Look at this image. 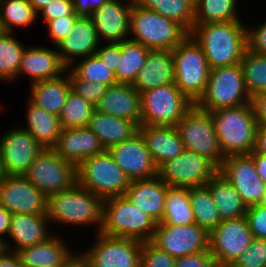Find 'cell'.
I'll list each match as a JSON object with an SVG mask.
<instances>
[{
	"label": "cell",
	"mask_w": 266,
	"mask_h": 267,
	"mask_svg": "<svg viewBox=\"0 0 266 267\" xmlns=\"http://www.w3.org/2000/svg\"><path fill=\"white\" fill-rule=\"evenodd\" d=\"M241 21L194 24L190 35L200 45L210 69L240 64L247 49Z\"/></svg>",
	"instance_id": "cell-1"
},
{
	"label": "cell",
	"mask_w": 266,
	"mask_h": 267,
	"mask_svg": "<svg viewBox=\"0 0 266 267\" xmlns=\"http://www.w3.org/2000/svg\"><path fill=\"white\" fill-rule=\"evenodd\" d=\"M104 199L76 183L72 188L47 197V217L57 225H97L100 232L103 223Z\"/></svg>",
	"instance_id": "cell-2"
},
{
	"label": "cell",
	"mask_w": 266,
	"mask_h": 267,
	"mask_svg": "<svg viewBox=\"0 0 266 267\" xmlns=\"http://www.w3.org/2000/svg\"><path fill=\"white\" fill-rule=\"evenodd\" d=\"M210 113L224 157L249 155L254 151L258 124L250 103Z\"/></svg>",
	"instance_id": "cell-3"
},
{
	"label": "cell",
	"mask_w": 266,
	"mask_h": 267,
	"mask_svg": "<svg viewBox=\"0 0 266 267\" xmlns=\"http://www.w3.org/2000/svg\"><path fill=\"white\" fill-rule=\"evenodd\" d=\"M156 224L125 195L104 199L101 234L148 242L154 236Z\"/></svg>",
	"instance_id": "cell-4"
},
{
	"label": "cell",
	"mask_w": 266,
	"mask_h": 267,
	"mask_svg": "<svg viewBox=\"0 0 266 267\" xmlns=\"http://www.w3.org/2000/svg\"><path fill=\"white\" fill-rule=\"evenodd\" d=\"M129 37L150 50H173L190 33L177 22L133 3Z\"/></svg>",
	"instance_id": "cell-5"
},
{
	"label": "cell",
	"mask_w": 266,
	"mask_h": 267,
	"mask_svg": "<svg viewBox=\"0 0 266 267\" xmlns=\"http://www.w3.org/2000/svg\"><path fill=\"white\" fill-rule=\"evenodd\" d=\"M175 69L174 84L193 103L204 95L210 67L200 45L189 34L172 50Z\"/></svg>",
	"instance_id": "cell-6"
},
{
	"label": "cell",
	"mask_w": 266,
	"mask_h": 267,
	"mask_svg": "<svg viewBox=\"0 0 266 267\" xmlns=\"http://www.w3.org/2000/svg\"><path fill=\"white\" fill-rule=\"evenodd\" d=\"M130 182L107 150L77 166V183L103 199L125 195Z\"/></svg>",
	"instance_id": "cell-7"
},
{
	"label": "cell",
	"mask_w": 266,
	"mask_h": 267,
	"mask_svg": "<svg viewBox=\"0 0 266 267\" xmlns=\"http://www.w3.org/2000/svg\"><path fill=\"white\" fill-rule=\"evenodd\" d=\"M240 64L210 69L204 95L196 105L212 112L220 108L237 107L250 103Z\"/></svg>",
	"instance_id": "cell-8"
},
{
	"label": "cell",
	"mask_w": 266,
	"mask_h": 267,
	"mask_svg": "<svg viewBox=\"0 0 266 267\" xmlns=\"http://www.w3.org/2000/svg\"><path fill=\"white\" fill-rule=\"evenodd\" d=\"M141 125L176 126L194 105L174 84L140 93Z\"/></svg>",
	"instance_id": "cell-9"
},
{
	"label": "cell",
	"mask_w": 266,
	"mask_h": 267,
	"mask_svg": "<svg viewBox=\"0 0 266 267\" xmlns=\"http://www.w3.org/2000/svg\"><path fill=\"white\" fill-rule=\"evenodd\" d=\"M176 128L186 150L207 157L218 168L222 165L225 157L209 111L202 110L194 104L177 123Z\"/></svg>",
	"instance_id": "cell-10"
},
{
	"label": "cell",
	"mask_w": 266,
	"mask_h": 267,
	"mask_svg": "<svg viewBox=\"0 0 266 267\" xmlns=\"http://www.w3.org/2000/svg\"><path fill=\"white\" fill-rule=\"evenodd\" d=\"M24 176L48 197L77 183V166L52 148H45L35 157Z\"/></svg>",
	"instance_id": "cell-11"
},
{
	"label": "cell",
	"mask_w": 266,
	"mask_h": 267,
	"mask_svg": "<svg viewBox=\"0 0 266 267\" xmlns=\"http://www.w3.org/2000/svg\"><path fill=\"white\" fill-rule=\"evenodd\" d=\"M218 170L207 157L185 149L160 165L157 176L169 187L193 188L205 186Z\"/></svg>",
	"instance_id": "cell-12"
},
{
	"label": "cell",
	"mask_w": 266,
	"mask_h": 267,
	"mask_svg": "<svg viewBox=\"0 0 266 267\" xmlns=\"http://www.w3.org/2000/svg\"><path fill=\"white\" fill-rule=\"evenodd\" d=\"M92 246L79 253L87 267H141L143 242L96 233Z\"/></svg>",
	"instance_id": "cell-13"
},
{
	"label": "cell",
	"mask_w": 266,
	"mask_h": 267,
	"mask_svg": "<svg viewBox=\"0 0 266 267\" xmlns=\"http://www.w3.org/2000/svg\"><path fill=\"white\" fill-rule=\"evenodd\" d=\"M151 242L176 258L209 251V233L197 225L156 224Z\"/></svg>",
	"instance_id": "cell-14"
},
{
	"label": "cell",
	"mask_w": 266,
	"mask_h": 267,
	"mask_svg": "<svg viewBox=\"0 0 266 267\" xmlns=\"http://www.w3.org/2000/svg\"><path fill=\"white\" fill-rule=\"evenodd\" d=\"M252 232L245 216L222 220L209 233V252L222 265H232L250 246Z\"/></svg>",
	"instance_id": "cell-15"
},
{
	"label": "cell",
	"mask_w": 266,
	"mask_h": 267,
	"mask_svg": "<svg viewBox=\"0 0 266 267\" xmlns=\"http://www.w3.org/2000/svg\"><path fill=\"white\" fill-rule=\"evenodd\" d=\"M0 205L11 214H47V196L24 175H5L2 178Z\"/></svg>",
	"instance_id": "cell-16"
},
{
	"label": "cell",
	"mask_w": 266,
	"mask_h": 267,
	"mask_svg": "<svg viewBox=\"0 0 266 267\" xmlns=\"http://www.w3.org/2000/svg\"><path fill=\"white\" fill-rule=\"evenodd\" d=\"M218 171L230 181L247 207L263 203L266 183L249 155L225 157Z\"/></svg>",
	"instance_id": "cell-17"
},
{
	"label": "cell",
	"mask_w": 266,
	"mask_h": 267,
	"mask_svg": "<svg viewBox=\"0 0 266 267\" xmlns=\"http://www.w3.org/2000/svg\"><path fill=\"white\" fill-rule=\"evenodd\" d=\"M43 149L27 130L14 126L0 138L4 174L24 175Z\"/></svg>",
	"instance_id": "cell-18"
},
{
	"label": "cell",
	"mask_w": 266,
	"mask_h": 267,
	"mask_svg": "<svg viewBox=\"0 0 266 267\" xmlns=\"http://www.w3.org/2000/svg\"><path fill=\"white\" fill-rule=\"evenodd\" d=\"M107 151L131 181L153 178L158 174V167L140 131L131 138L111 146Z\"/></svg>",
	"instance_id": "cell-19"
},
{
	"label": "cell",
	"mask_w": 266,
	"mask_h": 267,
	"mask_svg": "<svg viewBox=\"0 0 266 267\" xmlns=\"http://www.w3.org/2000/svg\"><path fill=\"white\" fill-rule=\"evenodd\" d=\"M132 5L133 0H108L92 13L99 42L119 43L129 38Z\"/></svg>",
	"instance_id": "cell-20"
},
{
	"label": "cell",
	"mask_w": 266,
	"mask_h": 267,
	"mask_svg": "<svg viewBox=\"0 0 266 267\" xmlns=\"http://www.w3.org/2000/svg\"><path fill=\"white\" fill-rule=\"evenodd\" d=\"M101 44L91 17L79 16L69 34L55 47L62 63L68 68L76 62L75 59L78 58V61L96 54Z\"/></svg>",
	"instance_id": "cell-21"
},
{
	"label": "cell",
	"mask_w": 266,
	"mask_h": 267,
	"mask_svg": "<svg viewBox=\"0 0 266 267\" xmlns=\"http://www.w3.org/2000/svg\"><path fill=\"white\" fill-rule=\"evenodd\" d=\"M52 149L63 159L76 166L86 158L105 151L99 138L88 126L62 129Z\"/></svg>",
	"instance_id": "cell-22"
},
{
	"label": "cell",
	"mask_w": 266,
	"mask_h": 267,
	"mask_svg": "<svg viewBox=\"0 0 266 267\" xmlns=\"http://www.w3.org/2000/svg\"><path fill=\"white\" fill-rule=\"evenodd\" d=\"M67 67L62 63L57 49L42 46H29L22 55L20 69L15 80L27 75L30 83L54 79L63 75Z\"/></svg>",
	"instance_id": "cell-23"
},
{
	"label": "cell",
	"mask_w": 266,
	"mask_h": 267,
	"mask_svg": "<svg viewBox=\"0 0 266 267\" xmlns=\"http://www.w3.org/2000/svg\"><path fill=\"white\" fill-rule=\"evenodd\" d=\"M95 108L100 113L133 121L141 126L140 93L132 84L109 86Z\"/></svg>",
	"instance_id": "cell-24"
},
{
	"label": "cell",
	"mask_w": 266,
	"mask_h": 267,
	"mask_svg": "<svg viewBox=\"0 0 266 267\" xmlns=\"http://www.w3.org/2000/svg\"><path fill=\"white\" fill-rule=\"evenodd\" d=\"M61 236L52 235L46 241L22 248L18 254L22 267H62L72 260L78 252L71 251ZM70 248V249H69Z\"/></svg>",
	"instance_id": "cell-25"
},
{
	"label": "cell",
	"mask_w": 266,
	"mask_h": 267,
	"mask_svg": "<svg viewBox=\"0 0 266 267\" xmlns=\"http://www.w3.org/2000/svg\"><path fill=\"white\" fill-rule=\"evenodd\" d=\"M49 231L51 232L50 220L47 214H12L8 237L12 239L13 244L7 241V250L17 252L22 248L46 241L53 235Z\"/></svg>",
	"instance_id": "cell-26"
},
{
	"label": "cell",
	"mask_w": 266,
	"mask_h": 267,
	"mask_svg": "<svg viewBox=\"0 0 266 267\" xmlns=\"http://www.w3.org/2000/svg\"><path fill=\"white\" fill-rule=\"evenodd\" d=\"M169 186L158 176L130 182L125 196L140 210L160 223Z\"/></svg>",
	"instance_id": "cell-27"
},
{
	"label": "cell",
	"mask_w": 266,
	"mask_h": 267,
	"mask_svg": "<svg viewBox=\"0 0 266 267\" xmlns=\"http://www.w3.org/2000/svg\"><path fill=\"white\" fill-rule=\"evenodd\" d=\"M139 131L157 167L177 157L185 150L176 126L141 125Z\"/></svg>",
	"instance_id": "cell-28"
},
{
	"label": "cell",
	"mask_w": 266,
	"mask_h": 267,
	"mask_svg": "<svg viewBox=\"0 0 266 267\" xmlns=\"http://www.w3.org/2000/svg\"><path fill=\"white\" fill-rule=\"evenodd\" d=\"M175 81L172 50H150L143 68L132 84L139 93Z\"/></svg>",
	"instance_id": "cell-29"
},
{
	"label": "cell",
	"mask_w": 266,
	"mask_h": 267,
	"mask_svg": "<svg viewBox=\"0 0 266 267\" xmlns=\"http://www.w3.org/2000/svg\"><path fill=\"white\" fill-rule=\"evenodd\" d=\"M29 99L46 112L59 116L72 90L68 68L60 77L30 84Z\"/></svg>",
	"instance_id": "cell-30"
},
{
	"label": "cell",
	"mask_w": 266,
	"mask_h": 267,
	"mask_svg": "<svg viewBox=\"0 0 266 267\" xmlns=\"http://www.w3.org/2000/svg\"><path fill=\"white\" fill-rule=\"evenodd\" d=\"M89 129L99 138L105 150L131 138L139 126L126 119L106 115L95 110L88 124Z\"/></svg>",
	"instance_id": "cell-31"
},
{
	"label": "cell",
	"mask_w": 266,
	"mask_h": 267,
	"mask_svg": "<svg viewBox=\"0 0 266 267\" xmlns=\"http://www.w3.org/2000/svg\"><path fill=\"white\" fill-rule=\"evenodd\" d=\"M27 104V126L21 128L27 130L44 149L53 148L62 130L59 117L46 112L30 99Z\"/></svg>",
	"instance_id": "cell-32"
},
{
	"label": "cell",
	"mask_w": 266,
	"mask_h": 267,
	"mask_svg": "<svg viewBox=\"0 0 266 267\" xmlns=\"http://www.w3.org/2000/svg\"><path fill=\"white\" fill-rule=\"evenodd\" d=\"M221 220L245 216L247 206L230 183L219 171L207 182Z\"/></svg>",
	"instance_id": "cell-33"
},
{
	"label": "cell",
	"mask_w": 266,
	"mask_h": 267,
	"mask_svg": "<svg viewBox=\"0 0 266 267\" xmlns=\"http://www.w3.org/2000/svg\"><path fill=\"white\" fill-rule=\"evenodd\" d=\"M119 44L121 57L115 73L117 83L133 84L146 62L150 49L131 38L123 40Z\"/></svg>",
	"instance_id": "cell-34"
},
{
	"label": "cell",
	"mask_w": 266,
	"mask_h": 267,
	"mask_svg": "<svg viewBox=\"0 0 266 267\" xmlns=\"http://www.w3.org/2000/svg\"><path fill=\"white\" fill-rule=\"evenodd\" d=\"M194 223L190 188L169 187L165 197L162 220L157 224L190 225Z\"/></svg>",
	"instance_id": "cell-35"
},
{
	"label": "cell",
	"mask_w": 266,
	"mask_h": 267,
	"mask_svg": "<svg viewBox=\"0 0 266 267\" xmlns=\"http://www.w3.org/2000/svg\"><path fill=\"white\" fill-rule=\"evenodd\" d=\"M237 0H195L194 24L241 21Z\"/></svg>",
	"instance_id": "cell-36"
},
{
	"label": "cell",
	"mask_w": 266,
	"mask_h": 267,
	"mask_svg": "<svg viewBox=\"0 0 266 267\" xmlns=\"http://www.w3.org/2000/svg\"><path fill=\"white\" fill-rule=\"evenodd\" d=\"M190 201L195 223L210 233L222 220L209 188H190Z\"/></svg>",
	"instance_id": "cell-37"
},
{
	"label": "cell",
	"mask_w": 266,
	"mask_h": 267,
	"mask_svg": "<svg viewBox=\"0 0 266 267\" xmlns=\"http://www.w3.org/2000/svg\"><path fill=\"white\" fill-rule=\"evenodd\" d=\"M14 32L0 35V81L11 82L18 76L22 55L26 46L14 36Z\"/></svg>",
	"instance_id": "cell-38"
},
{
	"label": "cell",
	"mask_w": 266,
	"mask_h": 267,
	"mask_svg": "<svg viewBox=\"0 0 266 267\" xmlns=\"http://www.w3.org/2000/svg\"><path fill=\"white\" fill-rule=\"evenodd\" d=\"M38 13L28 0H0V22L5 32L34 23Z\"/></svg>",
	"instance_id": "cell-39"
},
{
	"label": "cell",
	"mask_w": 266,
	"mask_h": 267,
	"mask_svg": "<svg viewBox=\"0 0 266 267\" xmlns=\"http://www.w3.org/2000/svg\"><path fill=\"white\" fill-rule=\"evenodd\" d=\"M249 96L266 92V55L246 49L240 62Z\"/></svg>",
	"instance_id": "cell-40"
},
{
	"label": "cell",
	"mask_w": 266,
	"mask_h": 267,
	"mask_svg": "<svg viewBox=\"0 0 266 267\" xmlns=\"http://www.w3.org/2000/svg\"><path fill=\"white\" fill-rule=\"evenodd\" d=\"M96 110L95 106L82 99L74 91H70L59 120L62 129L88 126L89 121Z\"/></svg>",
	"instance_id": "cell-41"
},
{
	"label": "cell",
	"mask_w": 266,
	"mask_h": 267,
	"mask_svg": "<svg viewBox=\"0 0 266 267\" xmlns=\"http://www.w3.org/2000/svg\"><path fill=\"white\" fill-rule=\"evenodd\" d=\"M75 64L68 68L81 80L96 81L108 87L117 84L115 73L102 62L97 54L83 58Z\"/></svg>",
	"instance_id": "cell-42"
},
{
	"label": "cell",
	"mask_w": 266,
	"mask_h": 267,
	"mask_svg": "<svg viewBox=\"0 0 266 267\" xmlns=\"http://www.w3.org/2000/svg\"><path fill=\"white\" fill-rule=\"evenodd\" d=\"M154 11L177 22L189 33L194 28L195 0H163Z\"/></svg>",
	"instance_id": "cell-43"
},
{
	"label": "cell",
	"mask_w": 266,
	"mask_h": 267,
	"mask_svg": "<svg viewBox=\"0 0 266 267\" xmlns=\"http://www.w3.org/2000/svg\"><path fill=\"white\" fill-rule=\"evenodd\" d=\"M68 76L71 82L72 91L79 95L85 101L96 106L101 97L106 92L108 86L99 82H90L79 79L69 68Z\"/></svg>",
	"instance_id": "cell-44"
},
{
	"label": "cell",
	"mask_w": 266,
	"mask_h": 267,
	"mask_svg": "<svg viewBox=\"0 0 266 267\" xmlns=\"http://www.w3.org/2000/svg\"><path fill=\"white\" fill-rule=\"evenodd\" d=\"M231 267H266V240L253 238Z\"/></svg>",
	"instance_id": "cell-45"
},
{
	"label": "cell",
	"mask_w": 266,
	"mask_h": 267,
	"mask_svg": "<svg viewBox=\"0 0 266 267\" xmlns=\"http://www.w3.org/2000/svg\"><path fill=\"white\" fill-rule=\"evenodd\" d=\"M175 258L160 250L151 241L143 242L141 267H175Z\"/></svg>",
	"instance_id": "cell-46"
},
{
	"label": "cell",
	"mask_w": 266,
	"mask_h": 267,
	"mask_svg": "<svg viewBox=\"0 0 266 267\" xmlns=\"http://www.w3.org/2000/svg\"><path fill=\"white\" fill-rule=\"evenodd\" d=\"M245 217L253 238L266 240V204L248 206Z\"/></svg>",
	"instance_id": "cell-47"
},
{
	"label": "cell",
	"mask_w": 266,
	"mask_h": 267,
	"mask_svg": "<svg viewBox=\"0 0 266 267\" xmlns=\"http://www.w3.org/2000/svg\"><path fill=\"white\" fill-rule=\"evenodd\" d=\"M78 17V15L61 16L46 23L54 46L69 34Z\"/></svg>",
	"instance_id": "cell-48"
},
{
	"label": "cell",
	"mask_w": 266,
	"mask_h": 267,
	"mask_svg": "<svg viewBox=\"0 0 266 267\" xmlns=\"http://www.w3.org/2000/svg\"><path fill=\"white\" fill-rule=\"evenodd\" d=\"M38 14L45 23L61 16L77 15L72 0H52Z\"/></svg>",
	"instance_id": "cell-49"
},
{
	"label": "cell",
	"mask_w": 266,
	"mask_h": 267,
	"mask_svg": "<svg viewBox=\"0 0 266 267\" xmlns=\"http://www.w3.org/2000/svg\"><path fill=\"white\" fill-rule=\"evenodd\" d=\"M247 50L266 55V21L256 27H246Z\"/></svg>",
	"instance_id": "cell-50"
},
{
	"label": "cell",
	"mask_w": 266,
	"mask_h": 267,
	"mask_svg": "<svg viewBox=\"0 0 266 267\" xmlns=\"http://www.w3.org/2000/svg\"><path fill=\"white\" fill-rule=\"evenodd\" d=\"M96 54L112 72L116 73L121 57V46L119 43H107L106 45L103 43L102 46L99 45Z\"/></svg>",
	"instance_id": "cell-51"
},
{
	"label": "cell",
	"mask_w": 266,
	"mask_h": 267,
	"mask_svg": "<svg viewBox=\"0 0 266 267\" xmlns=\"http://www.w3.org/2000/svg\"><path fill=\"white\" fill-rule=\"evenodd\" d=\"M250 104L258 127H266V92L252 96L250 98Z\"/></svg>",
	"instance_id": "cell-52"
},
{
	"label": "cell",
	"mask_w": 266,
	"mask_h": 267,
	"mask_svg": "<svg viewBox=\"0 0 266 267\" xmlns=\"http://www.w3.org/2000/svg\"><path fill=\"white\" fill-rule=\"evenodd\" d=\"M78 16L90 17L92 13L108 0H72Z\"/></svg>",
	"instance_id": "cell-53"
},
{
	"label": "cell",
	"mask_w": 266,
	"mask_h": 267,
	"mask_svg": "<svg viewBox=\"0 0 266 267\" xmlns=\"http://www.w3.org/2000/svg\"><path fill=\"white\" fill-rule=\"evenodd\" d=\"M210 256L209 251L186 255L176 258L175 267H200L201 264Z\"/></svg>",
	"instance_id": "cell-54"
},
{
	"label": "cell",
	"mask_w": 266,
	"mask_h": 267,
	"mask_svg": "<svg viewBox=\"0 0 266 267\" xmlns=\"http://www.w3.org/2000/svg\"><path fill=\"white\" fill-rule=\"evenodd\" d=\"M11 213L7 211L2 205H0V238L4 239L6 242L9 241L6 238H3L5 234L9 235L10 229V219Z\"/></svg>",
	"instance_id": "cell-55"
},
{
	"label": "cell",
	"mask_w": 266,
	"mask_h": 267,
	"mask_svg": "<svg viewBox=\"0 0 266 267\" xmlns=\"http://www.w3.org/2000/svg\"><path fill=\"white\" fill-rule=\"evenodd\" d=\"M249 156L254 161L258 175L266 183V156L254 151Z\"/></svg>",
	"instance_id": "cell-56"
},
{
	"label": "cell",
	"mask_w": 266,
	"mask_h": 267,
	"mask_svg": "<svg viewBox=\"0 0 266 267\" xmlns=\"http://www.w3.org/2000/svg\"><path fill=\"white\" fill-rule=\"evenodd\" d=\"M0 267H22L18 254L7 250L0 256Z\"/></svg>",
	"instance_id": "cell-57"
},
{
	"label": "cell",
	"mask_w": 266,
	"mask_h": 267,
	"mask_svg": "<svg viewBox=\"0 0 266 267\" xmlns=\"http://www.w3.org/2000/svg\"><path fill=\"white\" fill-rule=\"evenodd\" d=\"M254 152L266 156V127H258Z\"/></svg>",
	"instance_id": "cell-58"
},
{
	"label": "cell",
	"mask_w": 266,
	"mask_h": 267,
	"mask_svg": "<svg viewBox=\"0 0 266 267\" xmlns=\"http://www.w3.org/2000/svg\"><path fill=\"white\" fill-rule=\"evenodd\" d=\"M163 0H133V3L140 8L154 11L157 6H160Z\"/></svg>",
	"instance_id": "cell-59"
},
{
	"label": "cell",
	"mask_w": 266,
	"mask_h": 267,
	"mask_svg": "<svg viewBox=\"0 0 266 267\" xmlns=\"http://www.w3.org/2000/svg\"><path fill=\"white\" fill-rule=\"evenodd\" d=\"M62 267H87V264L84 258L80 254H77L72 260Z\"/></svg>",
	"instance_id": "cell-60"
},
{
	"label": "cell",
	"mask_w": 266,
	"mask_h": 267,
	"mask_svg": "<svg viewBox=\"0 0 266 267\" xmlns=\"http://www.w3.org/2000/svg\"><path fill=\"white\" fill-rule=\"evenodd\" d=\"M222 263L215 257L209 256L200 267H220Z\"/></svg>",
	"instance_id": "cell-61"
},
{
	"label": "cell",
	"mask_w": 266,
	"mask_h": 267,
	"mask_svg": "<svg viewBox=\"0 0 266 267\" xmlns=\"http://www.w3.org/2000/svg\"><path fill=\"white\" fill-rule=\"evenodd\" d=\"M50 1L52 0H28L37 13Z\"/></svg>",
	"instance_id": "cell-62"
},
{
	"label": "cell",
	"mask_w": 266,
	"mask_h": 267,
	"mask_svg": "<svg viewBox=\"0 0 266 267\" xmlns=\"http://www.w3.org/2000/svg\"><path fill=\"white\" fill-rule=\"evenodd\" d=\"M7 251L6 241L0 238V256Z\"/></svg>",
	"instance_id": "cell-63"
},
{
	"label": "cell",
	"mask_w": 266,
	"mask_h": 267,
	"mask_svg": "<svg viewBox=\"0 0 266 267\" xmlns=\"http://www.w3.org/2000/svg\"><path fill=\"white\" fill-rule=\"evenodd\" d=\"M5 176L3 168H2V163H1V154H0V182L2 181V178Z\"/></svg>",
	"instance_id": "cell-64"
},
{
	"label": "cell",
	"mask_w": 266,
	"mask_h": 267,
	"mask_svg": "<svg viewBox=\"0 0 266 267\" xmlns=\"http://www.w3.org/2000/svg\"><path fill=\"white\" fill-rule=\"evenodd\" d=\"M5 31H4V29H3V27H2V24H1V22H0V35L2 34V33H4Z\"/></svg>",
	"instance_id": "cell-65"
},
{
	"label": "cell",
	"mask_w": 266,
	"mask_h": 267,
	"mask_svg": "<svg viewBox=\"0 0 266 267\" xmlns=\"http://www.w3.org/2000/svg\"><path fill=\"white\" fill-rule=\"evenodd\" d=\"M263 203L266 204V192H265V198H264Z\"/></svg>",
	"instance_id": "cell-66"
},
{
	"label": "cell",
	"mask_w": 266,
	"mask_h": 267,
	"mask_svg": "<svg viewBox=\"0 0 266 267\" xmlns=\"http://www.w3.org/2000/svg\"><path fill=\"white\" fill-rule=\"evenodd\" d=\"M220 267H231L230 265H221Z\"/></svg>",
	"instance_id": "cell-67"
}]
</instances>
